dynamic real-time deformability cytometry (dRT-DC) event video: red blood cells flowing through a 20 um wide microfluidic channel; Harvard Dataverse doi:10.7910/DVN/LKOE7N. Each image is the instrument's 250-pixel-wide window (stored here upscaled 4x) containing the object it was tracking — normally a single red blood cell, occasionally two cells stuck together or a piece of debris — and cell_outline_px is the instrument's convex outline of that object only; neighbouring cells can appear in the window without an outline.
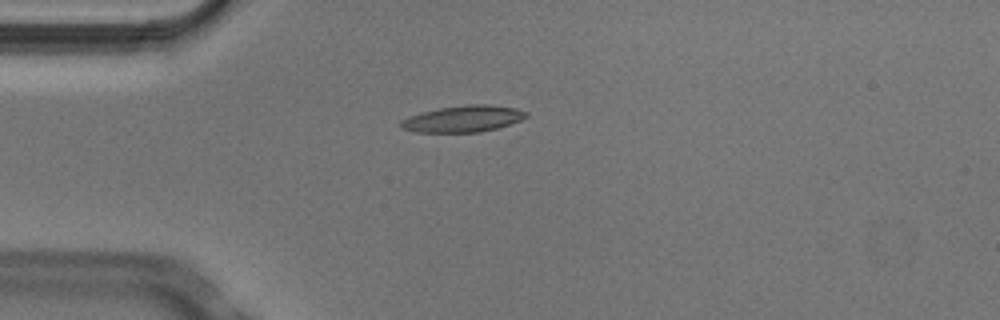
{"species": "Egyptian fruit bat (a non-hibernating species)", "species_latin": "Rousettus aegyptiacus", "temperature_condition": "cold", "stored_images_in_passage": 4, "camera_frame_rate_fps": 3000, "um_per_image_px": 0.085, "animal": {"sex": "male"}, "frame": {"image": 1, "passage_image": 4, "time_ms": 1.0, "image_size_px": [1000, 320], "cell_outline_px": [[528, 116], [520, 120], [496, 128], [480, 132], [416, 132], [400, 128], [400, 120], [408, 116], [420, 112], [440, 108], [468, 104], [488, 104], [516, 108], [528, 112]], "centroid_in_image_um": [39.33, 10.09], "position_along_channel_um": 45.7, "area_um2": 19.36}}